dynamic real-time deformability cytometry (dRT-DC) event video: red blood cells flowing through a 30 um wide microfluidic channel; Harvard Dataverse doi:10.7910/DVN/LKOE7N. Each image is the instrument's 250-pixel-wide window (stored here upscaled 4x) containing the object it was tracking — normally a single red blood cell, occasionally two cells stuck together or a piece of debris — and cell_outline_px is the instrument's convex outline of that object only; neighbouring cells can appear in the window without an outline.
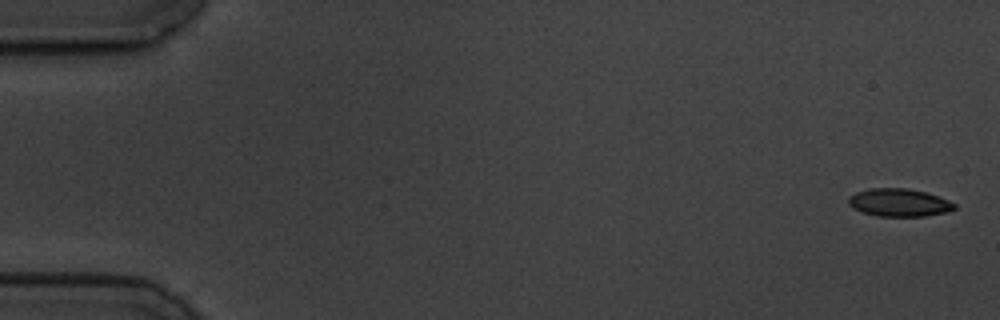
{"species": "common noctule bat (a hibernating species)", "species_latin": "Nyctalus noctula", "temperature_condition": "cold", "stored_images_in_passage": 9, "camera_frame_rate_fps": 3000, "um_per_image_px": 0.085, "animal": {"sex": "male", "body_mass_g": 19.5, "forearm_length_mm": 54.6}, "frame": {"image": 1, "passage_image": 1, "time_ms": 0.0, "image_size_px": [1000, 320], "cell_outline_px": [[956, 208], [944, 212], [924, 216], [880, 216], [864, 212], [848, 204], [848, 196], [856, 192], [868, 188], [908, 188], [924, 192], [948, 200], [956, 204]], "centroid_in_image_um": [76.4, 17.2], "position_along_channel_um": 8.6, "area_um2": 16.94}}
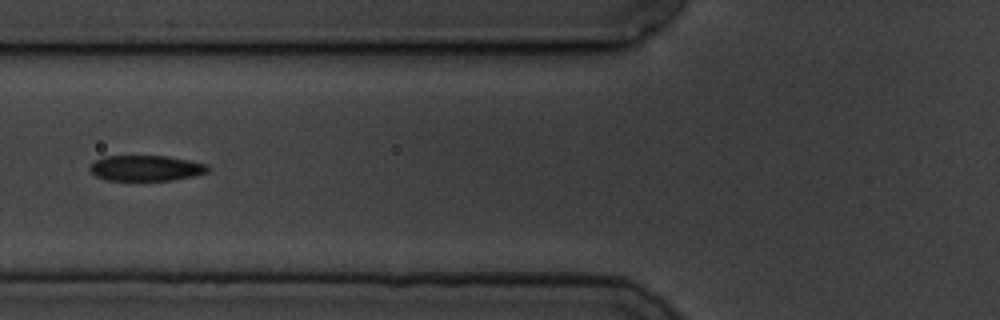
{"frame": {"image": 2, "passage_image": 7, "time_ms": 7.0, "image_size_px": [1000, 320], "cell_outline_px": [[212, 168], [208, 172], [192, 176], [172, 180], [108, 180], [96, 176], [88, 168], [96, 160], [104, 156], [168, 156], [208, 164]], "centroid_in_image_um": [12.45, 14.28], "position_along_channel_um": 113.4, "area_um2": 17.57}}
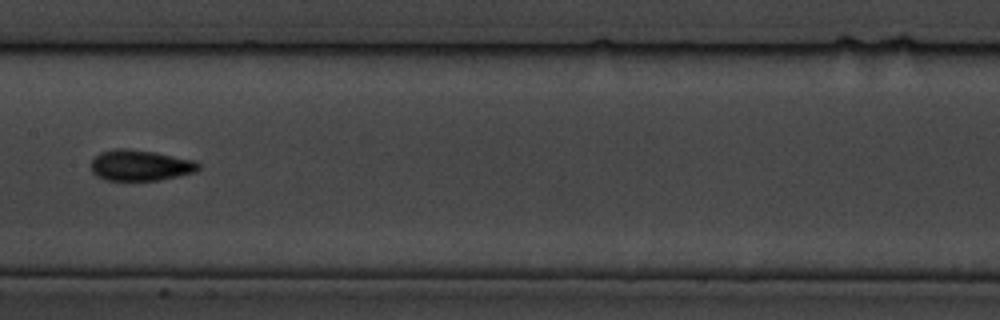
{"frame": {"image": 3, "passage_image": 9, "time_ms": 9.333, "image_size_px": [1000, 320], "cell_outline_px": [[200, 168], [196, 172], [160, 180], [104, 180], [96, 176], [92, 172], [92, 160], [100, 152], [116, 148], [124, 148], [156, 152], [196, 160], [200, 164]], "centroid_in_image_um": [11.95, 14.05], "position_along_channel_um": 195.4, "area_um2": 19.48}}